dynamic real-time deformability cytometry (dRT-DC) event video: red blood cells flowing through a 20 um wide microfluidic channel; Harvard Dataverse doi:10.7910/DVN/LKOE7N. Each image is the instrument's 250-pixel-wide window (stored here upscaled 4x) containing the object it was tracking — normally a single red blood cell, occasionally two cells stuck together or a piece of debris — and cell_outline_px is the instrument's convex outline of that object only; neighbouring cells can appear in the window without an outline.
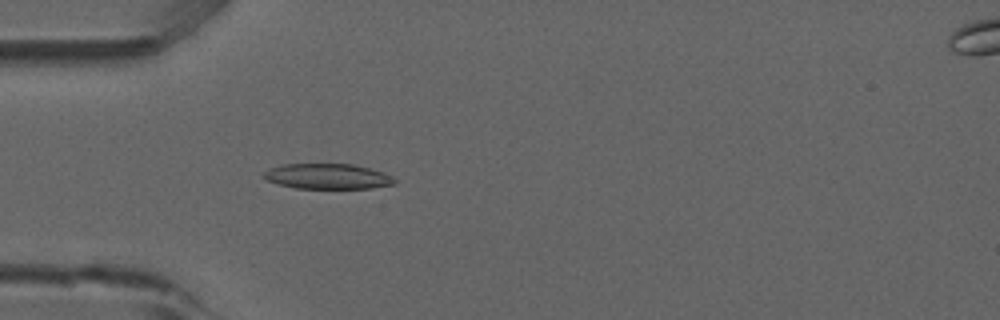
{"species": "common noctule bat (a hibernating species)", "species_latin": "Nyctalus noctula", "temperature_condition": "room temperature", "stored_images_in_passage": 46, "camera_frame_rate_fps": 3000, "um_per_image_px": 0.085, "animal": {"sex": "male", "forearm_length_mm": 52.5}, "frame": {"image": 1, "passage_image": 9, "time_ms": 2.667, "image_size_px": [1000, 320], "cell_outline_px": [[396, 184], [372, 188], [296, 188], [280, 184], [268, 180], [264, 176], [264, 172], [272, 168], [284, 164], [352, 164], [384, 172], [392, 176], [396, 180]], "centroid_in_image_um": [27.91, 14.99], "position_along_channel_um": 57.1, "area_um2": 19.07}}
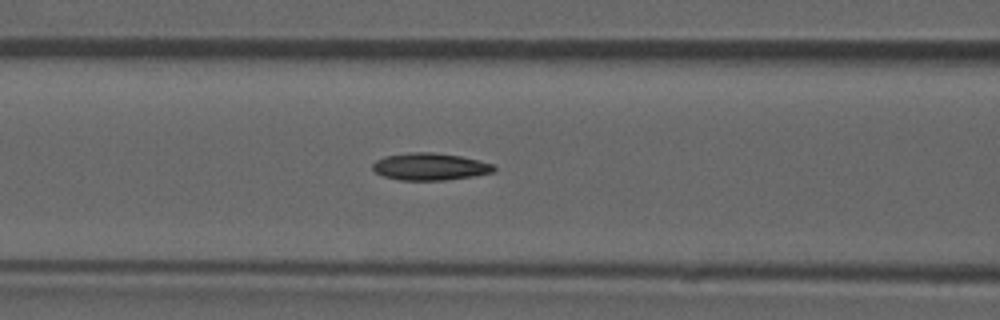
{"frame": {"image": 2, "passage_image": 15, "time_ms": 4.667, "image_size_px": [1000, 320], "cell_outline_px": [[496, 172], [472, 176], [444, 180], [400, 180], [384, 176], [376, 172], [372, 168], [372, 164], [376, 160], [384, 156], [408, 152], [432, 152], [460, 156], [492, 164], [496, 168]], "centroid_in_image_um": [36.53, 14.16], "position_along_channel_um": 130.1, "area_um2": 19.13}}
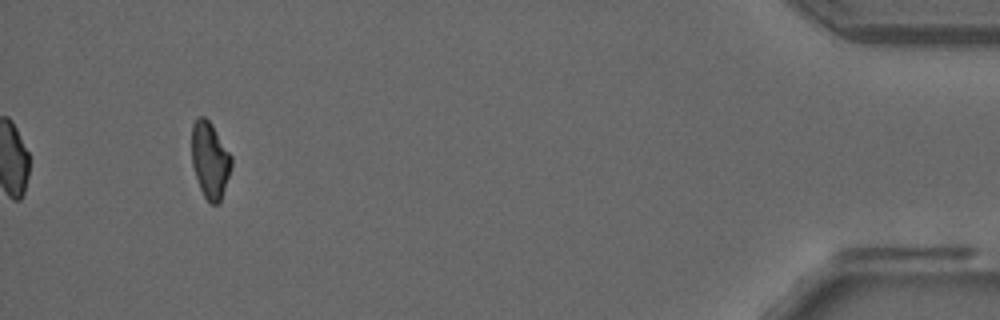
{"frame": {"image": 3, "passage_image": 43, "time_ms": 14.0, "image_size_px": [1000, 320], "cell_outline_px": [[232, 164], [220, 204], [212, 204], [204, 196], [200, 188], [192, 164], [192, 124], [196, 116], [204, 116], [212, 124], [232, 156]], "centroid_in_image_um": [17.85, 13.58], "position_along_channel_um": 417.4, "area_um2": 17.69}, "authors_computed_cell_mechanics": {"area_um2": 18.6694, "velocity_mm_per_s": 3.8628, "shape_relaxation_time_tau1_ms": null, "shape_relaxation_time_tau2_ms": 8.7456, "deformation_change_tau1": null, "deformation_change_tau2": 0.1693}}